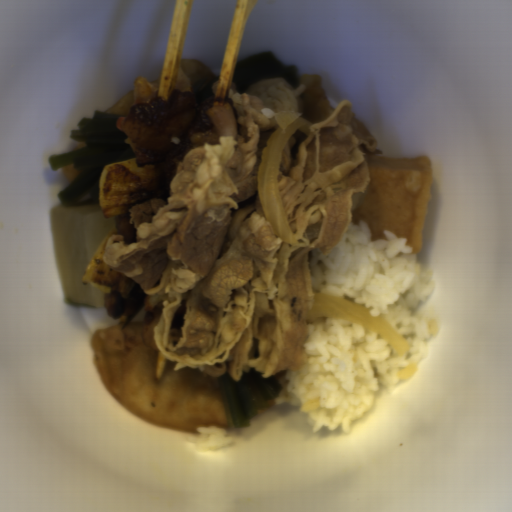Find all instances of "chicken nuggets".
<instances>
[{
	"label": "chicken nuggets",
	"instance_id": "3",
	"mask_svg": "<svg viewBox=\"0 0 512 512\" xmlns=\"http://www.w3.org/2000/svg\"><path fill=\"white\" fill-rule=\"evenodd\" d=\"M130 218V213L114 216V225L116 228L117 235H123L124 243H126L127 245L134 242H138L136 238L137 229L134 227V224H129Z\"/></svg>",
	"mask_w": 512,
	"mask_h": 512
},
{
	"label": "chicken nuggets",
	"instance_id": "4",
	"mask_svg": "<svg viewBox=\"0 0 512 512\" xmlns=\"http://www.w3.org/2000/svg\"><path fill=\"white\" fill-rule=\"evenodd\" d=\"M159 315L158 309L152 312L148 311L142 321V334L145 342L150 346L152 351H159L153 341V329Z\"/></svg>",
	"mask_w": 512,
	"mask_h": 512
},
{
	"label": "chicken nuggets",
	"instance_id": "2",
	"mask_svg": "<svg viewBox=\"0 0 512 512\" xmlns=\"http://www.w3.org/2000/svg\"><path fill=\"white\" fill-rule=\"evenodd\" d=\"M102 301L106 313L115 319L145 310V295L141 285L136 281L129 292L123 296L104 292Z\"/></svg>",
	"mask_w": 512,
	"mask_h": 512
},
{
	"label": "chicken nuggets",
	"instance_id": "1",
	"mask_svg": "<svg viewBox=\"0 0 512 512\" xmlns=\"http://www.w3.org/2000/svg\"><path fill=\"white\" fill-rule=\"evenodd\" d=\"M229 101V97L177 90L169 99L156 97L137 103L120 124L137 167L157 168L163 176L165 193L170 192L176 167L179 162L184 163L190 149L204 143H221L207 109Z\"/></svg>",
	"mask_w": 512,
	"mask_h": 512
}]
</instances>
